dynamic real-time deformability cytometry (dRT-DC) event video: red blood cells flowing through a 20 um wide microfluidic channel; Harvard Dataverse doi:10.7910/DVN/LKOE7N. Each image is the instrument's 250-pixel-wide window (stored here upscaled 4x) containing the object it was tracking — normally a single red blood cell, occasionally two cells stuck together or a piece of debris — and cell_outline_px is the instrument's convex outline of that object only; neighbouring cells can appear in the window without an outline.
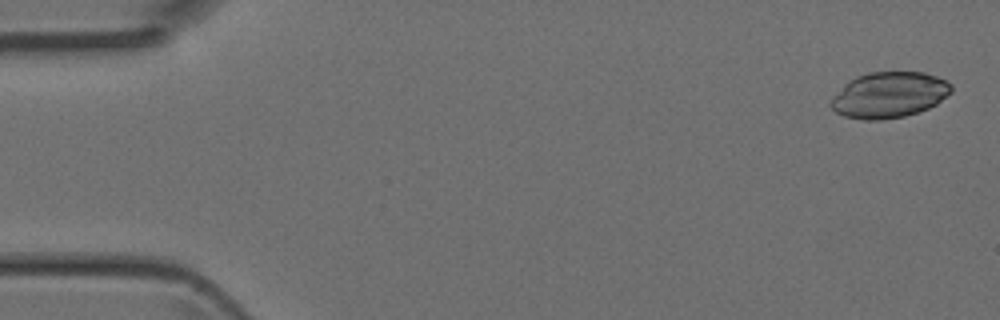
{"species": "Egyptian fruit bat (a non-hibernating species)", "species_latin": "Rousettus aegyptiacus", "temperature_condition": "room temperature", "stored_images_in_passage": 3, "camera_frame_rate_fps": 3000, "um_per_image_px": 0.085, "animal": {"sex": "female"}, "frame": {"image": 1, "passage_image": 1, "time_ms": 0.0, "image_size_px": [1000, 320], "cell_outline_px": [[952, 92], [936, 104], [928, 108], [904, 116], [880, 120], [864, 120], [844, 116], [836, 112], [828, 104], [832, 96], [848, 80], [856, 76], [868, 72], [924, 72], [936, 76], [952, 84]], "centroid_in_image_um": [75.54, 8.06], "position_along_channel_um": 9.5, "area_um2": 32.31}}